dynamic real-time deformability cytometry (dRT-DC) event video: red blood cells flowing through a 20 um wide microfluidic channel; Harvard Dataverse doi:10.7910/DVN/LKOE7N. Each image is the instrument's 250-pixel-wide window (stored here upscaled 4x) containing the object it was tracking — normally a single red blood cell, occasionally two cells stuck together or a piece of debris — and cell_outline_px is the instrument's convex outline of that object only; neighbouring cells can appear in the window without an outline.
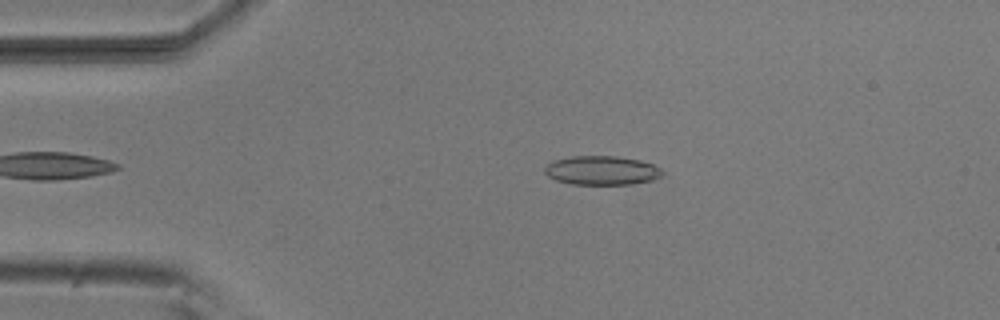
{"species": "common noctule bat (a hibernating species)", "species_latin": "Nyctalus noctula", "temperature_condition": "room temperature", "stored_images_in_passage": 11, "camera_frame_rate_fps": 3000, "um_per_image_px": 0.085, "animal": {"sex": "male", "body_mass_g": 20.5, "forearm_length_mm": 52.5}, "frame": {"image": 1, "passage_image": 3, "time_ms": 0.667, "image_size_px": [1000, 320], "cell_outline_px": [[664, 172], [660, 176], [652, 180], [632, 184], [572, 184], [556, 180], [548, 176], [544, 172], [544, 168], [552, 160], [572, 156], [616, 156], [640, 160], [652, 164], [660, 168]], "centroid_in_image_um": [51.13, 14.48], "position_along_channel_um": 33.9, "area_um2": 19.88}}
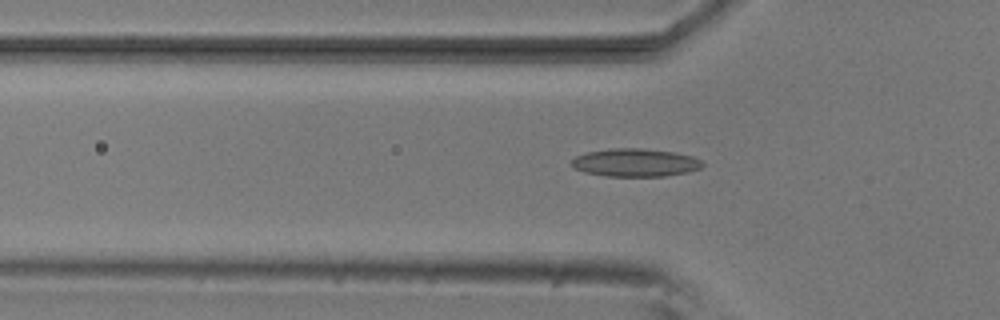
{"frame": {"image": 2, "passage_image": 9, "time_ms": 2.667, "image_size_px": [1000, 320], "cell_outline_px": [[704, 164], [700, 168], [688, 172], [664, 176], [604, 176], [584, 172], [576, 168], [572, 164], [572, 160], [576, 156], [588, 152], [612, 148], [644, 148], [676, 152], [692, 156], [700, 160]], "centroid_in_image_um": [54.02, 13.82], "position_along_channel_um": 71.8, "area_um2": 21.33}}